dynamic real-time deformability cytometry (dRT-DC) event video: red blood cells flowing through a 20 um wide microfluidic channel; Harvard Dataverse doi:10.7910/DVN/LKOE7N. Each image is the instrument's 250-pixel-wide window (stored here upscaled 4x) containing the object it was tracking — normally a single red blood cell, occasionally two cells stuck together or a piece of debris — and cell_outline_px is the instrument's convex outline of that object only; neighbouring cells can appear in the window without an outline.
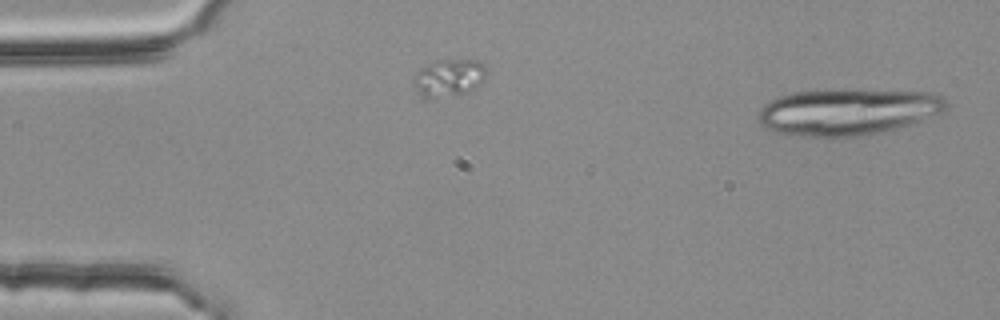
{"species": "common noctule bat (a hibernating species)", "species_latin": "Nyctalus noctula", "temperature_condition": "room temperature", "stored_images_in_passage": 38, "segment_of_instrument_passage": [1, 2], "camera_frame_rate_fps": 3000, "um_per_image_px": 0.085, "animal": {"sex": "female", "body_mass_g": 25.1}, "frame": {"image": 1, "passage_image": 1, "time_ms": 0.0, "image_size_px": [1000, 320], "cell_outline_px": [[948, 104], [944, 112], [908, 124], [880, 132], [864, 136], [836, 140], [824, 140], [776, 132], [764, 128], [760, 124], [760, 108], [764, 104], [780, 96], [792, 92], [856, 88], [936, 92], [944, 96], [948, 100]], "centroid_in_image_um": [72.09, 9.51], "position_along_channel_um": 12.9, "area_um2": 52.66}}